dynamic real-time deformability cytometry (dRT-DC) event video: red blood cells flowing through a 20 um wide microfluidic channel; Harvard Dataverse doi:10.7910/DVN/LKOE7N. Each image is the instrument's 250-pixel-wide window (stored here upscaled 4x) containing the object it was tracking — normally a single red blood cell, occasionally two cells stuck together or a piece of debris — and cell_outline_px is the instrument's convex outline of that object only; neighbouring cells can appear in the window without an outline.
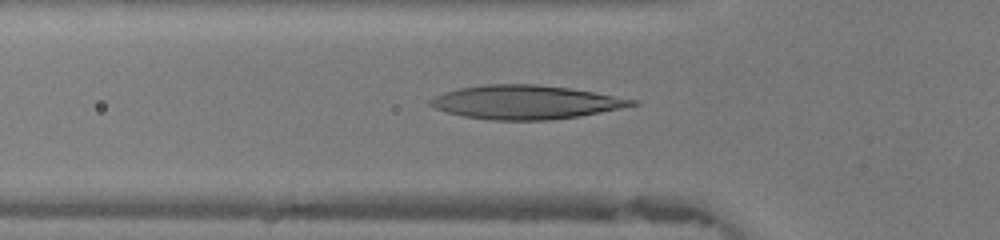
{"species": "human", "species_latin": "Homo sapiens", "temperature_condition": "warm", "stored_images_in_passage": 39, "camera_frame_rate_fps": 3000, "um_per_image_px": 0.085, "donor": {"sex": "female"}, "frame": {"image": 1, "passage_image": 8, "time_ms": 2.333, "image_size_px": [1000, 240], "cell_outline_px": [[640, 104], [580, 116], [548, 120], [492, 120], [464, 116], [448, 112], [436, 108], [428, 104], [428, 100], [444, 92], [460, 88], [484, 84], [536, 84], [568, 88], [592, 92], [636, 100]], "centroid_in_image_um": [44.65, 8.68], "position_along_channel_um": 81.1, "area_um2": 39.3}}
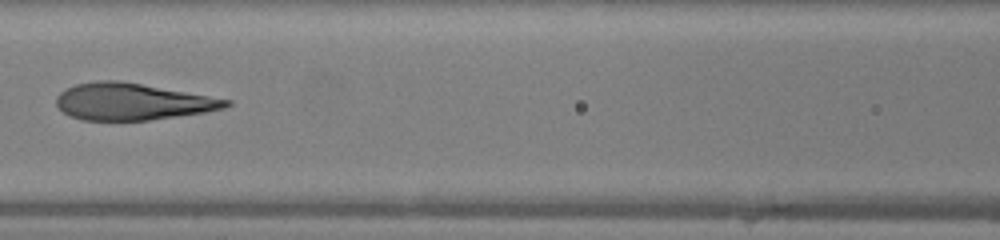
{"frame": {"image": 2, "passage_image": 13, "time_ms": 4.0, "image_size_px": [1000, 240], "cell_outline_px": [[232, 104], [224, 108], [204, 112], [148, 120], [84, 120], [72, 116], [64, 112], [56, 104], [56, 96], [60, 92], [76, 84], [96, 80], [120, 80], [232, 100]], "centroid_in_image_um": [11.24, 8.63], "position_along_channel_um": 155.4, "area_um2": 36.07}}
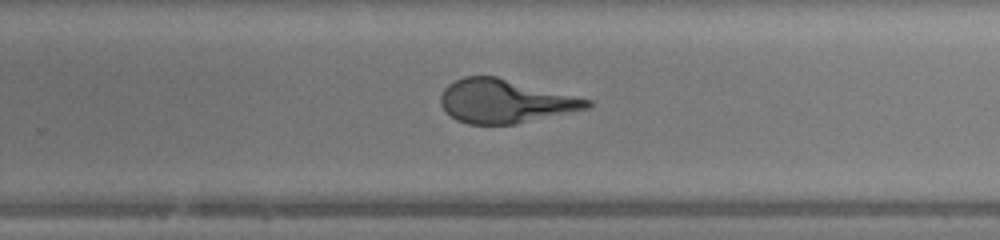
{"frame": {"image": 3, "passage_image": 22, "time_ms": 7.0, "image_size_px": [1000, 240], "cell_outline_px": [[596, 104], [588, 108], [516, 124], [468, 124], [456, 120], [440, 104], [440, 96], [444, 88], [448, 84], [464, 76], [496, 76], [592, 100]], "centroid_in_image_um": [42.93, 8.6], "position_along_channel_um": 286.9, "area_um2": 37.05}}